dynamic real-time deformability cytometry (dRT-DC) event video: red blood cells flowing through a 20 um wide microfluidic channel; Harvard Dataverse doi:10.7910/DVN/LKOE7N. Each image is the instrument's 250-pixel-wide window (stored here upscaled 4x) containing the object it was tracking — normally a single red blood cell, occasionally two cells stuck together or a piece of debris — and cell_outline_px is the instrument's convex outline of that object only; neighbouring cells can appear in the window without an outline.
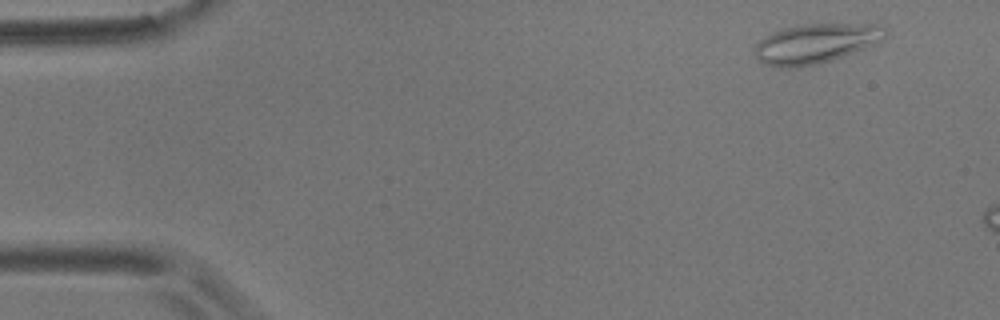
{"species": "common noctule bat (a hibernating species)", "species_latin": "Nyctalus noctula", "temperature_condition": "room temperature", "stored_images_in_passage": 10, "camera_frame_rate_fps": 3000, "um_per_image_px": 0.085, "animal": {"sex": "male", "body_mass_g": 17.9}, "frame": {"image": 1, "passage_image": 4, "time_ms": 1.0, "image_size_px": [1000, 320], "cell_outline_px": [[888, 32], [880, 40], [872, 44], [852, 52], [816, 64], [788, 68], [780, 68], [764, 64], [752, 52], [752, 48], [764, 36], [784, 28], [804, 24], [880, 24]], "centroid_in_image_um": [69.26, 3.69], "position_along_channel_um": 15.7, "area_um2": 29.65}}